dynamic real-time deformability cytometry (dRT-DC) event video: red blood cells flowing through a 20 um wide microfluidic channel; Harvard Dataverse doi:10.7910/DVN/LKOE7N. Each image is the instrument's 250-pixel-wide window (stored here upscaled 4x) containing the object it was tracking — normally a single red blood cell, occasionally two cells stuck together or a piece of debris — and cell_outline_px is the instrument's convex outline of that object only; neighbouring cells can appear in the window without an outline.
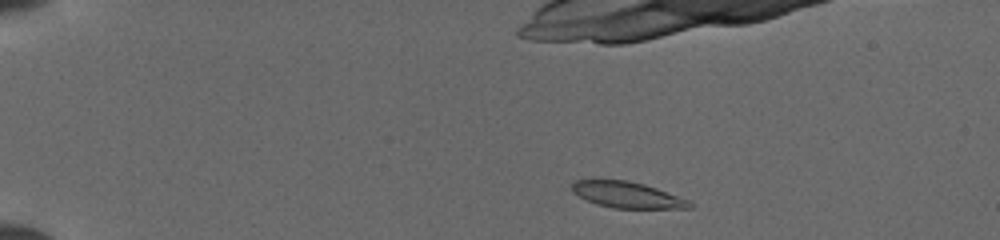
{"species": "common noctule bat (a hibernating species)", "species_latin": "Nyctalus noctula", "temperature_condition": "cold", "stored_images_in_passage": 7, "camera_frame_rate_fps": 3000, "um_per_image_px": 0.085, "animal": {"sex": "female", "body_mass_g": 19.5, "forearm_length_mm": 54.1}, "frame": {"image": 1, "passage_image": 1, "time_ms": 0.0, "image_size_px": [1000, 240], "cell_outline_px": [[692, 208], [612, 208], [596, 204], [572, 192], [572, 184], [576, 180], [628, 180], [644, 184], [656, 188], [688, 200], [692, 204]], "centroid_in_image_um": [53.3, 16.56], "position_along_channel_um": 31.7, "area_um2": 17.63}}
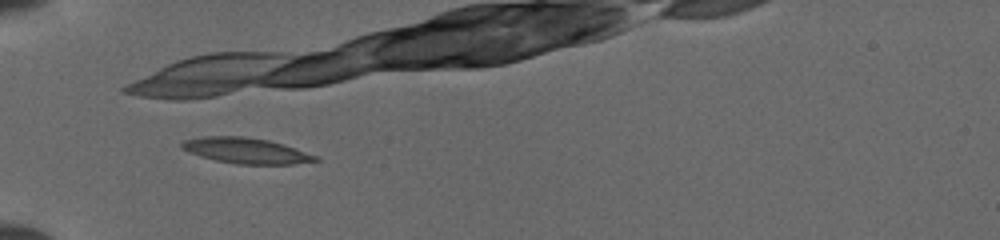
{"frame": {"image": 2, "passage_image": 5, "time_ms": 2.667, "image_size_px": [1000, 240], "cell_outline_px": [[320, 160], [292, 164], [236, 164], [216, 160], [200, 156], [188, 152], [180, 148], [180, 144], [184, 140], [204, 136], [244, 136], [268, 140], [320, 156]], "centroid_in_image_um": [20.89, 12.8], "position_along_channel_um": 64.1, "area_um2": 19.94}}